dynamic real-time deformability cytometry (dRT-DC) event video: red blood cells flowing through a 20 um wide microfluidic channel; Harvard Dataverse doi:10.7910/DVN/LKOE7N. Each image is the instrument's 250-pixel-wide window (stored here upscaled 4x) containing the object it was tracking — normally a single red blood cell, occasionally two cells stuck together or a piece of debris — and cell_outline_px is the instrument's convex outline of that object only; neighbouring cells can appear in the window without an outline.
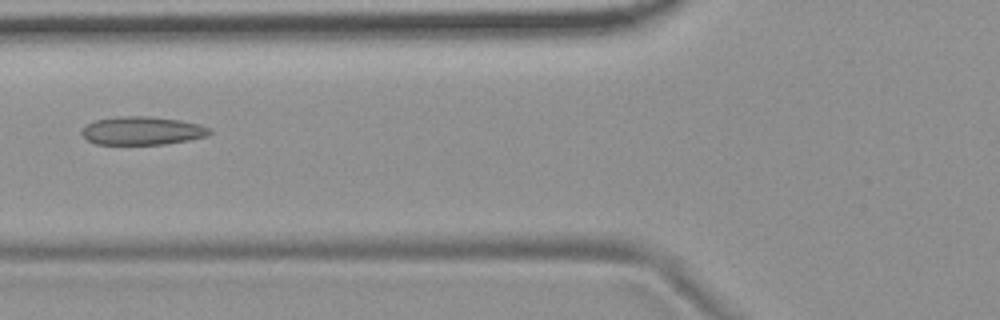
{"species": "common noctule bat (a hibernating species)", "species_latin": "Nyctalus noctula", "temperature_condition": "room temperature", "stored_images_in_passage": 9, "camera_frame_rate_fps": 3000, "um_per_image_px": 0.085, "animal": {"sex": "female", "body_mass_g": 19.9}, "frame": {"image": 1, "passage_image": 6, "time_ms": 6.0, "image_size_px": [1000, 320], "cell_outline_px": [[212, 132], [208, 136], [188, 140], [164, 144], [96, 144], [88, 140], [80, 132], [88, 124], [96, 120], [116, 116], [148, 116], [180, 120], [200, 124], [208, 128]], "centroid_in_image_um": [12.1, 11.11], "position_along_channel_um": 113.7, "area_um2": 20.98}}
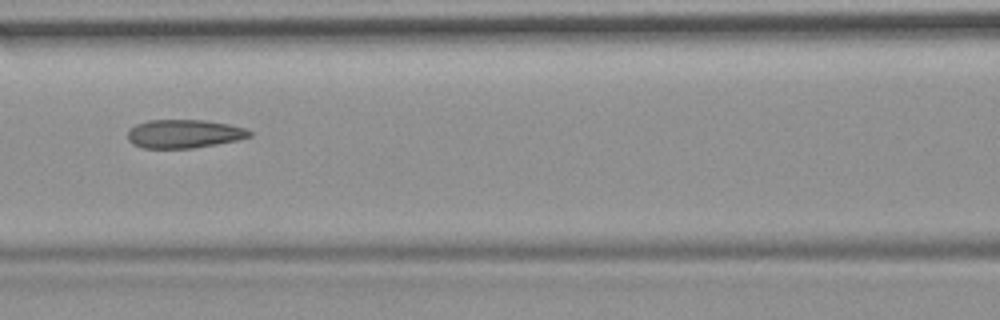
{"frame": {"image": 2, "passage_image": 7, "time_ms": 7.0, "image_size_px": [1000, 320], "cell_outline_px": [[252, 136], [236, 140], [216, 144], [192, 148], [144, 148], [132, 144], [128, 140], [128, 132], [136, 124], [148, 120], [204, 120], [228, 124], [244, 128], [252, 132]], "centroid_in_image_um": [15.63, 11.37], "position_along_channel_um": 151.0, "area_um2": 20.11}}